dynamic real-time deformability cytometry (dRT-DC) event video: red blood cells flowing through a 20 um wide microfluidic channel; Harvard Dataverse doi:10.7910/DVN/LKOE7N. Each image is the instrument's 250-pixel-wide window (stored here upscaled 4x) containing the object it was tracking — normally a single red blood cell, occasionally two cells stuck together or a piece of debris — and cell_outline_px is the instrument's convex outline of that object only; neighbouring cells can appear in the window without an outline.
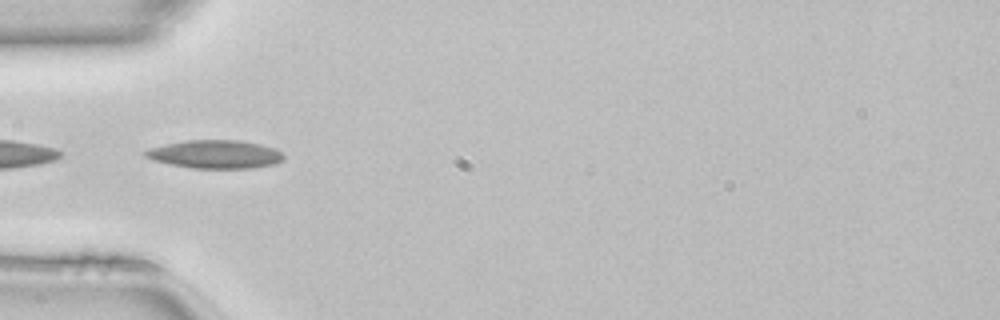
{"species": "common noctule bat (a hibernating species)", "species_latin": "Nyctalus noctula", "temperature_condition": "room temperature", "stored_images_in_passage": 34, "camera_frame_rate_fps": 3000, "um_per_image_px": 0.085, "animal": {"sex": "female", "body_mass_g": 22.7, "forearm_length_mm": 54.2}, "frame": {"image": 1, "passage_image": 16, "time_ms": 5.0, "image_size_px": [1000, 320], "cell_outline_px": [[284, 160], [272, 164], [252, 168], [192, 168], [152, 160], [144, 156], [140, 152], [152, 148], [168, 144], [188, 140], [236, 140], [260, 144], [272, 148], [280, 152], [284, 156]], "centroid_in_image_um": [18.27, 13.11], "position_along_channel_um": 66.7, "area_um2": 22.48}}